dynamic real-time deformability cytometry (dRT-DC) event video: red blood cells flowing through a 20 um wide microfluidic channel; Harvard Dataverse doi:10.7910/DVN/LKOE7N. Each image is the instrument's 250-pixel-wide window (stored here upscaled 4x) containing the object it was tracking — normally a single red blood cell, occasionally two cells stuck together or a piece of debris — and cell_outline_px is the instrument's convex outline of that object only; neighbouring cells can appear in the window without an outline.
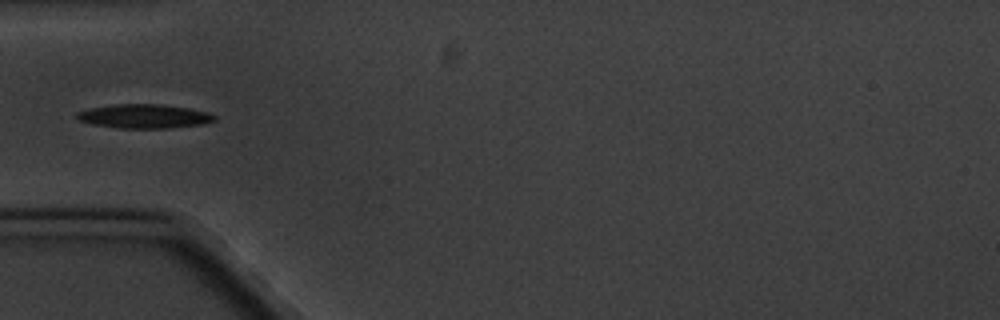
{"species": "common noctule bat (a hibernating species)", "species_latin": "Nyctalus noctula", "temperature_condition": "cold", "stored_images_in_passage": 10, "camera_frame_rate_fps": 3000, "um_per_image_px": 0.085, "animal": {"sex": "male", "body_mass_g": 20.1, "forearm_length_mm": 53.5}, "frame": {"image": 1, "passage_image": 5, "time_ms": 4.667, "image_size_px": [1000, 320], "cell_outline_px": [[216, 120], [204, 124], [168, 128], [120, 128], [92, 124], [76, 120], [76, 112], [88, 108], [112, 104], [160, 104], [188, 108], [208, 112], [216, 116]], "centroid_in_image_um": [12.22, 9.88], "position_along_channel_um": 72.8, "area_um2": 19.42}}
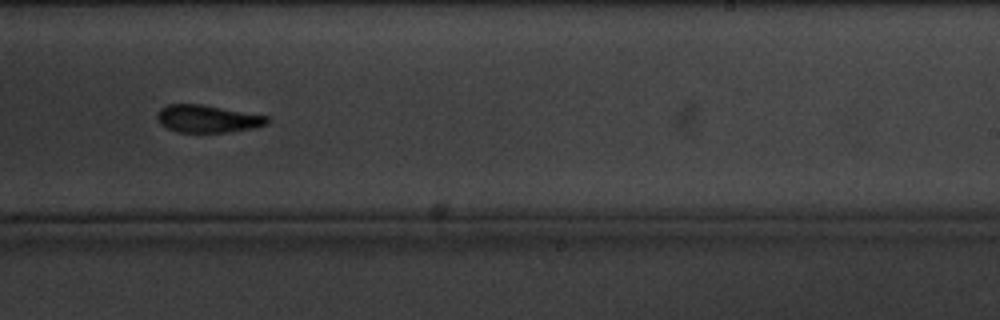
{"frame": {"image": 2, "passage_image": 10, "time_ms": 10.667, "image_size_px": [1000, 320], "cell_outline_px": [[268, 124], [228, 132], [176, 132], [160, 124], [156, 120], [156, 112], [160, 108], [168, 104], [200, 104], [268, 116]], "centroid_in_image_um": [17.56, 10.09], "position_along_channel_um": 271.4, "area_um2": 17.51}}